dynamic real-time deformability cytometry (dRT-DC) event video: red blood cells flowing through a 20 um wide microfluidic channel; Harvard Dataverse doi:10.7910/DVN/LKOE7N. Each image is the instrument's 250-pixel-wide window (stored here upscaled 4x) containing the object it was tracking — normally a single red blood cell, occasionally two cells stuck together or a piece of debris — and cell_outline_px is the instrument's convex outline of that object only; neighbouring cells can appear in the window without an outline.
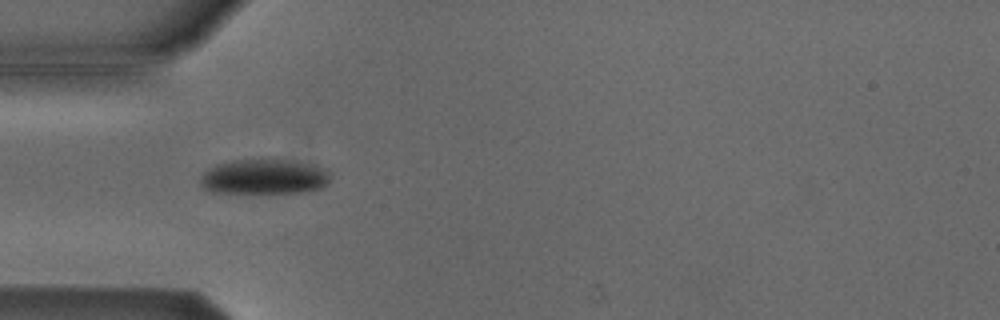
{"species": "Egyptian fruit bat (a non-hibernating species)", "species_latin": "Rousettus aegyptiacus", "temperature_condition": "cold", "stored_images_in_passage": 34, "camera_frame_rate_fps": 3000, "um_per_image_px": 0.085, "animal": {"sex": "male"}, "frame": {"image": 1, "passage_image": 2, "time_ms": 0.333, "image_size_px": [1000, 320], "cell_outline_px": [[328, 180], [320, 188], [308, 192], [212, 192], [204, 188], [200, 184], [200, 176], [208, 168], [216, 164], [232, 160], [284, 160], [308, 164], [320, 168], [328, 172]], "centroid_in_image_um": [22.36, 15.03], "position_along_channel_um": 62.6, "area_um2": 25.95}}
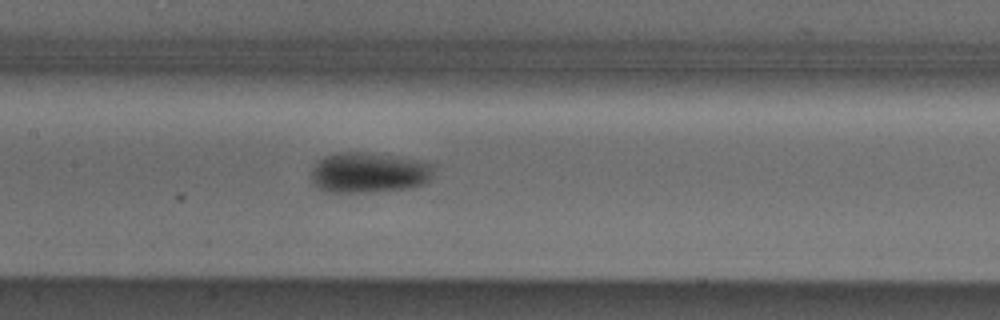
{"frame": {"image": 2, "passage_image": 11, "time_ms": 3.333, "image_size_px": [1000, 320], "cell_outline_px": [[436, 164], [428, 180], [424, 184], [408, 188], [368, 192], [324, 192], [316, 188], [312, 180], [312, 168], [316, 160], [324, 156], [336, 152], [364, 152], [416, 160]], "centroid_in_image_um": [31.29, 14.67], "position_along_channel_um": 176.1, "area_um2": 28.96}}
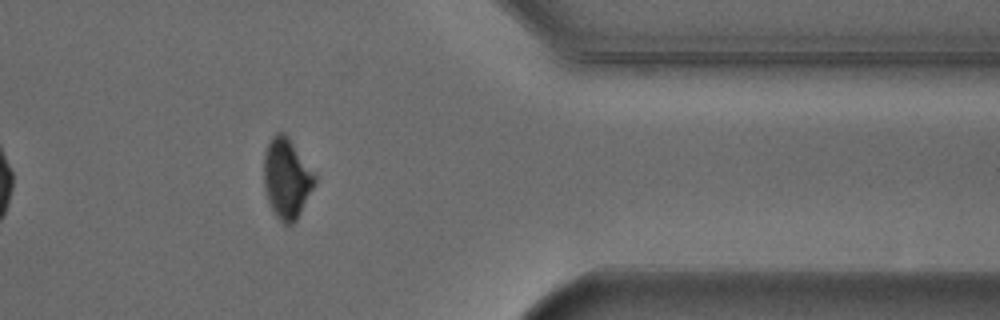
{"frame": {"image": 3, "passage_image": 29, "time_ms": 9.333, "image_size_px": [1000, 320], "cell_outline_px": [[316, 184], [296, 220], [292, 224], [284, 224], [276, 216], [268, 200], [264, 188], [264, 152], [272, 136], [276, 132], [284, 132], [316, 176]], "centroid_in_image_um": [24.36, 15.17], "position_along_channel_um": 387.0, "area_um2": 23.47}, "authors_computed_cell_mechanics": {"area_um2": 27.4839, "velocity_mm_per_s": 3.8257, "shape_relaxation_time_tau1_ms": 4.6271, "shape_relaxation_time_tau2_ms": null, "deformation_change_tau1": 0.1055, "deformation_change_tau2": null}}